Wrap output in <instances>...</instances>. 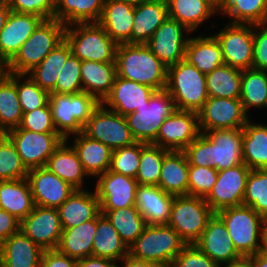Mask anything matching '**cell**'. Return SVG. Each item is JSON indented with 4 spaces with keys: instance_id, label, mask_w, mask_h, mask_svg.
<instances>
[{
    "instance_id": "cell-64",
    "label": "cell",
    "mask_w": 267,
    "mask_h": 267,
    "mask_svg": "<svg viewBox=\"0 0 267 267\" xmlns=\"http://www.w3.org/2000/svg\"><path fill=\"white\" fill-rule=\"evenodd\" d=\"M119 1H123V2L129 3L133 6H136V5H140L144 2L151 1V0H119Z\"/></svg>"
},
{
    "instance_id": "cell-55",
    "label": "cell",
    "mask_w": 267,
    "mask_h": 267,
    "mask_svg": "<svg viewBox=\"0 0 267 267\" xmlns=\"http://www.w3.org/2000/svg\"><path fill=\"white\" fill-rule=\"evenodd\" d=\"M170 267H220L195 244L186 245L174 258Z\"/></svg>"
},
{
    "instance_id": "cell-20",
    "label": "cell",
    "mask_w": 267,
    "mask_h": 267,
    "mask_svg": "<svg viewBox=\"0 0 267 267\" xmlns=\"http://www.w3.org/2000/svg\"><path fill=\"white\" fill-rule=\"evenodd\" d=\"M27 180L37 206L57 209L76 190L47 167L28 170Z\"/></svg>"
},
{
    "instance_id": "cell-19",
    "label": "cell",
    "mask_w": 267,
    "mask_h": 267,
    "mask_svg": "<svg viewBox=\"0 0 267 267\" xmlns=\"http://www.w3.org/2000/svg\"><path fill=\"white\" fill-rule=\"evenodd\" d=\"M138 182L135 178L110 170L97 177L95 192L100 210H117L136 205Z\"/></svg>"
},
{
    "instance_id": "cell-15",
    "label": "cell",
    "mask_w": 267,
    "mask_h": 267,
    "mask_svg": "<svg viewBox=\"0 0 267 267\" xmlns=\"http://www.w3.org/2000/svg\"><path fill=\"white\" fill-rule=\"evenodd\" d=\"M250 170L243 163L218 171L216 183L204 198L215 213L227 207L242 205Z\"/></svg>"
},
{
    "instance_id": "cell-56",
    "label": "cell",
    "mask_w": 267,
    "mask_h": 267,
    "mask_svg": "<svg viewBox=\"0 0 267 267\" xmlns=\"http://www.w3.org/2000/svg\"><path fill=\"white\" fill-rule=\"evenodd\" d=\"M252 69L267 72V23L253 25Z\"/></svg>"
},
{
    "instance_id": "cell-11",
    "label": "cell",
    "mask_w": 267,
    "mask_h": 267,
    "mask_svg": "<svg viewBox=\"0 0 267 267\" xmlns=\"http://www.w3.org/2000/svg\"><path fill=\"white\" fill-rule=\"evenodd\" d=\"M83 133L108 146L112 151L136 142L125 116L106 108L102 103L84 125Z\"/></svg>"
},
{
    "instance_id": "cell-29",
    "label": "cell",
    "mask_w": 267,
    "mask_h": 267,
    "mask_svg": "<svg viewBox=\"0 0 267 267\" xmlns=\"http://www.w3.org/2000/svg\"><path fill=\"white\" fill-rule=\"evenodd\" d=\"M45 167L76 190L84 189V178L88 174L84 171L77 152L67 143V140L64 139L55 149Z\"/></svg>"
},
{
    "instance_id": "cell-35",
    "label": "cell",
    "mask_w": 267,
    "mask_h": 267,
    "mask_svg": "<svg viewBox=\"0 0 267 267\" xmlns=\"http://www.w3.org/2000/svg\"><path fill=\"white\" fill-rule=\"evenodd\" d=\"M167 5L168 17L181 23L189 33L219 11L210 0H167Z\"/></svg>"
},
{
    "instance_id": "cell-57",
    "label": "cell",
    "mask_w": 267,
    "mask_h": 267,
    "mask_svg": "<svg viewBox=\"0 0 267 267\" xmlns=\"http://www.w3.org/2000/svg\"><path fill=\"white\" fill-rule=\"evenodd\" d=\"M41 267H77V259L62 254L57 249L45 250L41 257Z\"/></svg>"
},
{
    "instance_id": "cell-22",
    "label": "cell",
    "mask_w": 267,
    "mask_h": 267,
    "mask_svg": "<svg viewBox=\"0 0 267 267\" xmlns=\"http://www.w3.org/2000/svg\"><path fill=\"white\" fill-rule=\"evenodd\" d=\"M43 19L34 14L11 11L0 33V62L5 66L28 40Z\"/></svg>"
},
{
    "instance_id": "cell-43",
    "label": "cell",
    "mask_w": 267,
    "mask_h": 267,
    "mask_svg": "<svg viewBox=\"0 0 267 267\" xmlns=\"http://www.w3.org/2000/svg\"><path fill=\"white\" fill-rule=\"evenodd\" d=\"M100 213L112 223L128 248L142 234L147 225L136 206L117 210H100Z\"/></svg>"
},
{
    "instance_id": "cell-40",
    "label": "cell",
    "mask_w": 267,
    "mask_h": 267,
    "mask_svg": "<svg viewBox=\"0 0 267 267\" xmlns=\"http://www.w3.org/2000/svg\"><path fill=\"white\" fill-rule=\"evenodd\" d=\"M105 0H56L53 19L65 26L74 23L98 22Z\"/></svg>"
},
{
    "instance_id": "cell-49",
    "label": "cell",
    "mask_w": 267,
    "mask_h": 267,
    "mask_svg": "<svg viewBox=\"0 0 267 267\" xmlns=\"http://www.w3.org/2000/svg\"><path fill=\"white\" fill-rule=\"evenodd\" d=\"M16 89L23 113L48 105L50 93L41 89L27 74H16Z\"/></svg>"
},
{
    "instance_id": "cell-10",
    "label": "cell",
    "mask_w": 267,
    "mask_h": 267,
    "mask_svg": "<svg viewBox=\"0 0 267 267\" xmlns=\"http://www.w3.org/2000/svg\"><path fill=\"white\" fill-rule=\"evenodd\" d=\"M176 110L174 101L166 89L155 90L149 104L125 116L136 142L151 144L158 135L164 120Z\"/></svg>"
},
{
    "instance_id": "cell-62",
    "label": "cell",
    "mask_w": 267,
    "mask_h": 267,
    "mask_svg": "<svg viewBox=\"0 0 267 267\" xmlns=\"http://www.w3.org/2000/svg\"><path fill=\"white\" fill-rule=\"evenodd\" d=\"M221 267H253L252 262L248 258H242L239 261L227 264Z\"/></svg>"
},
{
    "instance_id": "cell-51",
    "label": "cell",
    "mask_w": 267,
    "mask_h": 267,
    "mask_svg": "<svg viewBox=\"0 0 267 267\" xmlns=\"http://www.w3.org/2000/svg\"><path fill=\"white\" fill-rule=\"evenodd\" d=\"M81 64L82 61L71 54L60 71L55 88L50 93L75 94L82 92Z\"/></svg>"
},
{
    "instance_id": "cell-1",
    "label": "cell",
    "mask_w": 267,
    "mask_h": 267,
    "mask_svg": "<svg viewBox=\"0 0 267 267\" xmlns=\"http://www.w3.org/2000/svg\"><path fill=\"white\" fill-rule=\"evenodd\" d=\"M243 128L215 129L200 135L183 151L189 165L217 171L243 164Z\"/></svg>"
},
{
    "instance_id": "cell-44",
    "label": "cell",
    "mask_w": 267,
    "mask_h": 267,
    "mask_svg": "<svg viewBox=\"0 0 267 267\" xmlns=\"http://www.w3.org/2000/svg\"><path fill=\"white\" fill-rule=\"evenodd\" d=\"M220 12V13H219ZM218 14L231 17L230 23H267V0H226Z\"/></svg>"
},
{
    "instance_id": "cell-16",
    "label": "cell",
    "mask_w": 267,
    "mask_h": 267,
    "mask_svg": "<svg viewBox=\"0 0 267 267\" xmlns=\"http://www.w3.org/2000/svg\"><path fill=\"white\" fill-rule=\"evenodd\" d=\"M200 133L198 113L176 109L164 120L151 144L169 151H183Z\"/></svg>"
},
{
    "instance_id": "cell-66",
    "label": "cell",
    "mask_w": 267,
    "mask_h": 267,
    "mask_svg": "<svg viewBox=\"0 0 267 267\" xmlns=\"http://www.w3.org/2000/svg\"><path fill=\"white\" fill-rule=\"evenodd\" d=\"M0 8H10L9 0H0Z\"/></svg>"
},
{
    "instance_id": "cell-61",
    "label": "cell",
    "mask_w": 267,
    "mask_h": 267,
    "mask_svg": "<svg viewBox=\"0 0 267 267\" xmlns=\"http://www.w3.org/2000/svg\"><path fill=\"white\" fill-rule=\"evenodd\" d=\"M253 267H267V249L263 248L258 253L247 257Z\"/></svg>"
},
{
    "instance_id": "cell-8",
    "label": "cell",
    "mask_w": 267,
    "mask_h": 267,
    "mask_svg": "<svg viewBox=\"0 0 267 267\" xmlns=\"http://www.w3.org/2000/svg\"><path fill=\"white\" fill-rule=\"evenodd\" d=\"M185 246L186 243L169 225H146L142 234L128 248V254L136 259L170 267Z\"/></svg>"
},
{
    "instance_id": "cell-41",
    "label": "cell",
    "mask_w": 267,
    "mask_h": 267,
    "mask_svg": "<svg viewBox=\"0 0 267 267\" xmlns=\"http://www.w3.org/2000/svg\"><path fill=\"white\" fill-rule=\"evenodd\" d=\"M22 115L16 89V73L4 72L0 76V131L5 134L17 128Z\"/></svg>"
},
{
    "instance_id": "cell-46",
    "label": "cell",
    "mask_w": 267,
    "mask_h": 267,
    "mask_svg": "<svg viewBox=\"0 0 267 267\" xmlns=\"http://www.w3.org/2000/svg\"><path fill=\"white\" fill-rule=\"evenodd\" d=\"M169 150L141 142V156L137 175L138 185L158 186L164 155Z\"/></svg>"
},
{
    "instance_id": "cell-27",
    "label": "cell",
    "mask_w": 267,
    "mask_h": 267,
    "mask_svg": "<svg viewBox=\"0 0 267 267\" xmlns=\"http://www.w3.org/2000/svg\"><path fill=\"white\" fill-rule=\"evenodd\" d=\"M167 0H151L134 7L131 44H146L167 19Z\"/></svg>"
},
{
    "instance_id": "cell-2",
    "label": "cell",
    "mask_w": 267,
    "mask_h": 267,
    "mask_svg": "<svg viewBox=\"0 0 267 267\" xmlns=\"http://www.w3.org/2000/svg\"><path fill=\"white\" fill-rule=\"evenodd\" d=\"M115 63L118 77L148 85L155 90L166 88L167 67L146 44H118Z\"/></svg>"
},
{
    "instance_id": "cell-50",
    "label": "cell",
    "mask_w": 267,
    "mask_h": 267,
    "mask_svg": "<svg viewBox=\"0 0 267 267\" xmlns=\"http://www.w3.org/2000/svg\"><path fill=\"white\" fill-rule=\"evenodd\" d=\"M141 142L112 152L110 171L135 178L139 169Z\"/></svg>"
},
{
    "instance_id": "cell-38",
    "label": "cell",
    "mask_w": 267,
    "mask_h": 267,
    "mask_svg": "<svg viewBox=\"0 0 267 267\" xmlns=\"http://www.w3.org/2000/svg\"><path fill=\"white\" fill-rule=\"evenodd\" d=\"M56 248L62 254L74 259L92 256L93 239L96 235V217L72 228H62Z\"/></svg>"
},
{
    "instance_id": "cell-42",
    "label": "cell",
    "mask_w": 267,
    "mask_h": 267,
    "mask_svg": "<svg viewBox=\"0 0 267 267\" xmlns=\"http://www.w3.org/2000/svg\"><path fill=\"white\" fill-rule=\"evenodd\" d=\"M242 70L223 64L206 74L208 97L240 99Z\"/></svg>"
},
{
    "instance_id": "cell-12",
    "label": "cell",
    "mask_w": 267,
    "mask_h": 267,
    "mask_svg": "<svg viewBox=\"0 0 267 267\" xmlns=\"http://www.w3.org/2000/svg\"><path fill=\"white\" fill-rule=\"evenodd\" d=\"M5 135L14 144L27 170L45 167L64 140L58 133H36L24 129H11Z\"/></svg>"
},
{
    "instance_id": "cell-47",
    "label": "cell",
    "mask_w": 267,
    "mask_h": 267,
    "mask_svg": "<svg viewBox=\"0 0 267 267\" xmlns=\"http://www.w3.org/2000/svg\"><path fill=\"white\" fill-rule=\"evenodd\" d=\"M242 204L267 220V169L250 170Z\"/></svg>"
},
{
    "instance_id": "cell-60",
    "label": "cell",
    "mask_w": 267,
    "mask_h": 267,
    "mask_svg": "<svg viewBox=\"0 0 267 267\" xmlns=\"http://www.w3.org/2000/svg\"><path fill=\"white\" fill-rule=\"evenodd\" d=\"M120 262L122 264L120 266L118 265V267H162L160 264L152 261L133 258L129 254L124 257Z\"/></svg>"
},
{
    "instance_id": "cell-3",
    "label": "cell",
    "mask_w": 267,
    "mask_h": 267,
    "mask_svg": "<svg viewBox=\"0 0 267 267\" xmlns=\"http://www.w3.org/2000/svg\"><path fill=\"white\" fill-rule=\"evenodd\" d=\"M225 224L236 250L247 258L264 248L266 219L251 207H227L215 213Z\"/></svg>"
},
{
    "instance_id": "cell-45",
    "label": "cell",
    "mask_w": 267,
    "mask_h": 267,
    "mask_svg": "<svg viewBox=\"0 0 267 267\" xmlns=\"http://www.w3.org/2000/svg\"><path fill=\"white\" fill-rule=\"evenodd\" d=\"M241 103L245 113L249 109L265 108L267 102V72L255 69L242 70Z\"/></svg>"
},
{
    "instance_id": "cell-17",
    "label": "cell",
    "mask_w": 267,
    "mask_h": 267,
    "mask_svg": "<svg viewBox=\"0 0 267 267\" xmlns=\"http://www.w3.org/2000/svg\"><path fill=\"white\" fill-rule=\"evenodd\" d=\"M189 31L178 21L167 19L155 30L146 43L151 52L168 68L185 59Z\"/></svg>"
},
{
    "instance_id": "cell-68",
    "label": "cell",
    "mask_w": 267,
    "mask_h": 267,
    "mask_svg": "<svg viewBox=\"0 0 267 267\" xmlns=\"http://www.w3.org/2000/svg\"><path fill=\"white\" fill-rule=\"evenodd\" d=\"M5 72L4 65L0 62V76Z\"/></svg>"
},
{
    "instance_id": "cell-28",
    "label": "cell",
    "mask_w": 267,
    "mask_h": 267,
    "mask_svg": "<svg viewBox=\"0 0 267 267\" xmlns=\"http://www.w3.org/2000/svg\"><path fill=\"white\" fill-rule=\"evenodd\" d=\"M72 147L77 152L84 171L90 176L98 177L110 169L112 150L98 140L86 136L83 132L73 135Z\"/></svg>"
},
{
    "instance_id": "cell-53",
    "label": "cell",
    "mask_w": 267,
    "mask_h": 267,
    "mask_svg": "<svg viewBox=\"0 0 267 267\" xmlns=\"http://www.w3.org/2000/svg\"><path fill=\"white\" fill-rule=\"evenodd\" d=\"M14 129H24L36 133H57L49 105L23 113L19 126Z\"/></svg>"
},
{
    "instance_id": "cell-33",
    "label": "cell",
    "mask_w": 267,
    "mask_h": 267,
    "mask_svg": "<svg viewBox=\"0 0 267 267\" xmlns=\"http://www.w3.org/2000/svg\"><path fill=\"white\" fill-rule=\"evenodd\" d=\"M189 163L184 151L164 155L158 187L173 196L188 195Z\"/></svg>"
},
{
    "instance_id": "cell-9",
    "label": "cell",
    "mask_w": 267,
    "mask_h": 267,
    "mask_svg": "<svg viewBox=\"0 0 267 267\" xmlns=\"http://www.w3.org/2000/svg\"><path fill=\"white\" fill-rule=\"evenodd\" d=\"M214 214L203 197L174 196L167 225L178 233L186 245L195 244Z\"/></svg>"
},
{
    "instance_id": "cell-52",
    "label": "cell",
    "mask_w": 267,
    "mask_h": 267,
    "mask_svg": "<svg viewBox=\"0 0 267 267\" xmlns=\"http://www.w3.org/2000/svg\"><path fill=\"white\" fill-rule=\"evenodd\" d=\"M218 171L211 167L189 165L188 195L205 198L216 183Z\"/></svg>"
},
{
    "instance_id": "cell-18",
    "label": "cell",
    "mask_w": 267,
    "mask_h": 267,
    "mask_svg": "<svg viewBox=\"0 0 267 267\" xmlns=\"http://www.w3.org/2000/svg\"><path fill=\"white\" fill-rule=\"evenodd\" d=\"M62 230L56 208L35 205L33 211L20 221V231L44 251L58 247Z\"/></svg>"
},
{
    "instance_id": "cell-39",
    "label": "cell",
    "mask_w": 267,
    "mask_h": 267,
    "mask_svg": "<svg viewBox=\"0 0 267 267\" xmlns=\"http://www.w3.org/2000/svg\"><path fill=\"white\" fill-rule=\"evenodd\" d=\"M72 54L64 39L27 75L41 88L50 93L56 85L60 71Z\"/></svg>"
},
{
    "instance_id": "cell-63",
    "label": "cell",
    "mask_w": 267,
    "mask_h": 267,
    "mask_svg": "<svg viewBox=\"0 0 267 267\" xmlns=\"http://www.w3.org/2000/svg\"><path fill=\"white\" fill-rule=\"evenodd\" d=\"M10 13H11L10 8H0V33L5 26L7 18Z\"/></svg>"
},
{
    "instance_id": "cell-14",
    "label": "cell",
    "mask_w": 267,
    "mask_h": 267,
    "mask_svg": "<svg viewBox=\"0 0 267 267\" xmlns=\"http://www.w3.org/2000/svg\"><path fill=\"white\" fill-rule=\"evenodd\" d=\"M249 119L241 99L208 97L198 112L201 133L215 129L243 128Z\"/></svg>"
},
{
    "instance_id": "cell-54",
    "label": "cell",
    "mask_w": 267,
    "mask_h": 267,
    "mask_svg": "<svg viewBox=\"0 0 267 267\" xmlns=\"http://www.w3.org/2000/svg\"><path fill=\"white\" fill-rule=\"evenodd\" d=\"M56 0H9L11 11L53 19Z\"/></svg>"
},
{
    "instance_id": "cell-58",
    "label": "cell",
    "mask_w": 267,
    "mask_h": 267,
    "mask_svg": "<svg viewBox=\"0 0 267 267\" xmlns=\"http://www.w3.org/2000/svg\"><path fill=\"white\" fill-rule=\"evenodd\" d=\"M18 231H20V220L0 209V240L3 242Z\"/></svg>"
},
{
    "instance_id": "cell-65",
    "label": "cell",
    "mask_w": 267,
    "mask_h": 267,
    "mask_svg": "<svg viewBox=\"0 0 267 267\" xmlns=\"http://www.w3.org/2000/svg\"><path fill=\"white\" fill-rule=\"evenodd\" d=\"M218 9L226 2V0H210Z\"/></svg>"
},
{
    "instance_id": "cell-21",
    "label": "cell",
    "mask_w": 267,
    "mask_h": 267,
    "mask_svg": "<svg viewBox=\"0 0 267 267\" xmlns=\"http://www.w3.org/2000/svg\"><path fill=\"white\" fill-rule=\"evenodd\" d=\"M195 245L220 267L244 258L235 248L223 221L214 214Z\"/></svg>"
},
{
    "instance_id": "cell-36",
    "label": "cell",
    "mask_w": 267,
    "mask_h": 267,
    "mask_svg": "<svg viewBox=\"0 0 267 267\" xmlns=\"http://www.w3.org/2000/svg\"><path fill=\"white\" fill-rule=\"evenodd\" d=\"M95 233L92 256L110 259L117 263L128 255V247L112 223L102 213L96 216Z\"/></svg>"
},
{
    "instance_id": "cell-34",
    "label": "cell",
    "mask_w": 267,
    "mask_h": 267,
    "mask_svg": "<svg viewBox=\"0 0 267 267\" xmlns=\"http://www.w3.org/2000/svg\"><path fill=\"white\" fill-rule=\"evenodd\" d=\"M34 207L27 178L0 181V209L21 221L33 211Z\"/></svg>"
},
{
    "instance_id": "cell-37",
    "label": "cell",
    "mask_w": 267,
    "mask_h": 267,
    "mask_svg": "<svg viewBox=\"0 0 267 267\" xmlns=\"http://www.w3.org/2000/svg\"><path fill=\"white\" fill-rule=\"evenodd\" d=\"M243 163L254 169H267V125L249 119L242 134Z\"/></svg>"
},
{
    "instance_id": "cell-5",
    "label": "cell",
    "mask_w": 267,
    "mask_h": 267,
    "mask_svg": "<svg viewBox=\"0 0 267 267\" xmlns=\"http://www.w3.org/2000/svg\"><path fill=\"white\" fill-rule=\"evenodd\" d=\"M48 105L57 133L68 141L70 136L83 132L84 125L100 102L82 91L75 94L50 93Z\"/></svg>"
},
{
    "instance_id": "cell-4",
    "label": "cell",
    "mask_w": 267,
    "mask_h": 267,
    "mask_svg": "<svg viewBox=\"0 0 267 267\" xmlns=\"http://www.w3.org/2000/svg\"><path fill=\"white\" fill-rule=\"evenodd\" d=\"M66 26L56 19L43 20L4 66L5 72L27 74L64 40Z\"/></svg>"
},
{
    "instance_id": "cell-32",
    "label": "cell",
    "mask_w": 267,
    "mask_h": 267,
    "mask_svg": "<svg viewBox=\"0 0 267 267\" xmlns=\"http://www.w3.org/2000/svg\"><path fill=\"white\" fill-rule=\"evenodd\" d=\"M189 37L186 44L185 60L199 72L208 74L224 64L222 50L214 35Z\"/></svg>"
},
{
    "instance_id": "cell-30",
    "label": "cell",
    "mask_w": 267,
    "mask_h": 267,
    "mask_svg": "<svg viewBox=\"0 0 267 267\" xmlns=\"http://www.w3.org/2000/svg\"><path fill=\"white\" fill-rule=\"evenodd\" d=\"M43 251L18 231L2 243V267H41Z\"/></svg>"
},
{
    "instance_id": "cell-24",
    "label": "cell",
    "mask_w": 267,
    "mask_h": 267,
    "mask_svg": "<svg viewBox=\"0 0 267 267\" xmlns=\"http://www.w3.org/2000/svg\"><path fill=\"white\" fill-rule=\"evenodd\" d=\"M134 7L119 0H105L98 23L117 44H131Z\"/></svg>"
},
{
    "instance_id": "cell-6",
    "label": "cell",
    "mask_w": 267,
    "mask_h": 267,
    "mask_svg": "<svg viewBox=\"0 0 267 267\" xmlns=\"http://www.w3.org/2000/svg\"><path fill=\"white\" fill-rule=\"evenodd\" d=\"M165 89L179 110L198 113L208 100L206 74L185 59L167 68Z\"/></svg>"
},
{
    "instance_id": "cell-13",
    "label": "cell",
    "mask_w": 267,
    "mask_h": 267,
    "mask_svg": "<svg viewBox=\"0 0 267 267\" xmlns=\"http://www.w3.org/2000/svg\"><path fill=\"white\" fill-rule=\"evenodd\" d=\"M221 46L224 64L239 70L252 69L253 25L228 22L214 34Z\"/></svg>"
},
{
    "instance_id": "cell-59",
    "label": "cell",
    "mask_w": 267,
    "mask_h": 267,
    "mask_svg": "<svg viewBox=\"0 0 267 267\" xmlns=\"http://www.w3.org/2000/svg\"><path fill=\"white\" fill-rule=\"evenodd\" d=\"M77 267H118V264L110 259L88 256L78 259Z\"/></svg>"
},
{
    "instance_id": "cell-7",
    "label": "cell",
    "mask_w": 267,
    "mask_h": 267,
    "mask_svg": "<svg viewBox=\"0 0 267 267\" xmlns=\"http://www.w3.org/2000/svg\"><path fill=\"white\" fill-rule=\"evenodd\" d=\"M64 39L80 61L115 62L118 44L98 22L69 24Z\"/></svg>"
},
{
    "instance_id": "cell-26",
    "label": "cell",
    "mask_w": 267,
    "mask_h": 267,
    "mask_svg": "<svg viewBox=\"0 0 267 267\" xmlns=\"http://www.w3.org/2000/svg\"><path fill=\"white\" fill-rule=\"evenodd\" d=\"M173 199L158 186L138 185L135 206L147 225L167 224Z\"/></svg>"
},
{
    "instance_id": "cell-48",
    "label": "cell",
    "mask_w": 267,
    "mask_h": 267,
    "mask_svg": "<svg viewBox=\"0 0 267 267\" xmlns=\"http://www.w3.org/2000/svg\"><path fill=\"white\" fill-rule=\"evenodd\" d=\"M28 170L12 141L2 134L0 137V181L27 178Z\"/></svg>"
},
{
    "instance_id": "cell-25",
    "label": "cell",
    "mask_w": 267,
    "mask_h": 267,
    "mask_svg": "<svg viewBox=\"0 0 267 267\" xmlns=\"http://www.w3.org/2000/svg\"><path fill=\"white\" fill-rule=\"evenodd\" d=\"M62 228H72L94 219L100 213L96 192L75 190L58 208Z\"/></svg>"
},
{
    "instance_id": "cell-69",
    "label": "cell",
    "mask_w": 267,
    "mask_h": 267,
    "mask_svg": "<svg viewBox=\"0 0 267 267\" xmlns=\"http://www.w3.org/2000/svg\"><path fill=\"white\" fill-rule=\"evenodd\" d=\"M2 241L0 240V261H1V257H2Z\"/></svg>"
},
{
    "instance_id": "cell-31",
    "label": "cell",
    "mask_w": 267,
    "mask_h": 267,
    "mask_svg": "<svg viewBox=\"0 0 267 267\" xmlns=\"http://www.w3.org/2000/svg\"><path fill=\"white\" fill-rule=\"evenodd\" d=\"M80 71L83 91L102 103L114 85L116 63L82 61Z\"/></svg>"
},
{
    "instance_id": "cell-67",
    "label": "cell",
    "mask_w": 267,
    "mask_h": 267,
    "mask_svg": "<svg viewBox=\"0 0 267 267\" xmlns=\"http://www.w3.org/2000/svg\"><path fill=\"white\" fill-rule=\"evenodd\" d=\"M264 248L267 249V220H266V225H265V243H264Z\"/></svg>"
},
{
    "instance_id": "cell-23",
    "label": "cell",
    "mask_w": 267,
    "mask_h": 267,
    "mask_svg": "<svg viewBox=\"0 0 267 267\" xmlns=\"http://www.w3.org/2000/svg\"><path fill=\"white\" fill-rule=\"evenodd\" d=\"M155 89L141 83L116 76L109 95L102 104L116 113L126 116L135 112L145 104H149L150 96Z\"/></svg>"
}]
</instances>
